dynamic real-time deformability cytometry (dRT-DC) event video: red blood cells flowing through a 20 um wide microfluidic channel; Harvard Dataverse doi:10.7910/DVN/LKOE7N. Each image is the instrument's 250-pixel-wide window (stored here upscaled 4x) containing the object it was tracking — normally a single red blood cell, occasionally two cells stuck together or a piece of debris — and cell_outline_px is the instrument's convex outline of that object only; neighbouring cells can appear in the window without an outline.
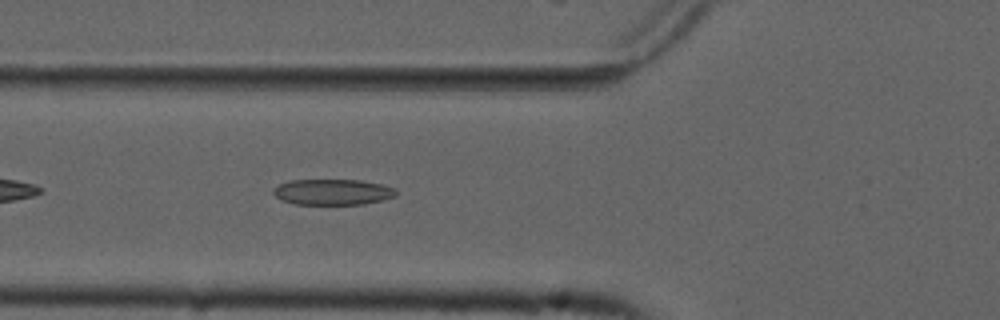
{"species": "common noctule bat (a hibernating species)", "species_latin": "Nyctalus noctula", "temperature_condition": "cold", "stored_images_in_passage": 36, "camera_frame_rate_fps": 3000, "um_per_image_px": 0.085, "animal": {"sex": "male", "forearm_length_mm": 52.5}, "frame": {"image": 1, "passage_image": 6, "time_ms": 1.667, "image_size_px": [1000, 320], "cell_outline_px": [[396, 196], [384, 200], [364, 204], [296, 204], [280, 200], [272, 192], [272, 188], [288, 180], [360, 180], [380, 184], [396, 188]], "centroid_in_image_um": [28.27, 16.32], "position_along_channel_um": 97.5, "area_um2": 18.55}}
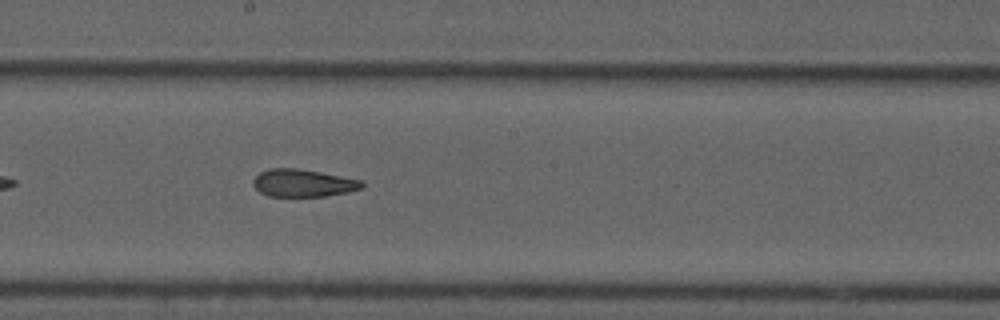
{"frame": {"image": 2, "passage_image": 16, "time_ms": 5.0, "image_size_px": [1000, 320], "cell_outline_px": [[364, 188], [348, 192], [324, 196], [268, 196], [260, 192], [252, 184], [252, 180], [260, 172], [268, 168], [296, 168], [320, 172], [360, 180], [364, 184]], "centroid_in_image_um": [25.74, 15.56], "position_along_channel_um": 222.5, "area_um2": 17.4}}
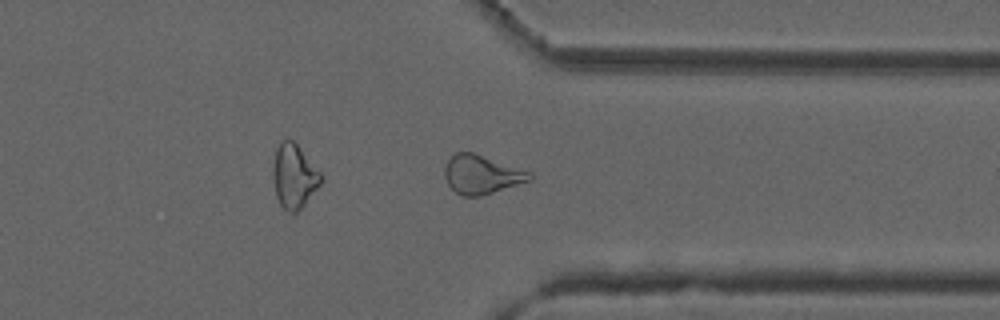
{"frame": {"image": 3, "passage_image": 28, "time_ms": 9.0, "image_size_px": [1000, 320], "cell_outline_px": [[532, 180], [492, 192], [476, 196], [460, 196], [448, 184], [444, 176], [444, 168], [448, 160], [456, 152], [472, 152], [532, 172]], "centroid_in_image_um": [40.93, 14.83], "position_along_channel_um": 370.5, "area_um2": 18.96}}